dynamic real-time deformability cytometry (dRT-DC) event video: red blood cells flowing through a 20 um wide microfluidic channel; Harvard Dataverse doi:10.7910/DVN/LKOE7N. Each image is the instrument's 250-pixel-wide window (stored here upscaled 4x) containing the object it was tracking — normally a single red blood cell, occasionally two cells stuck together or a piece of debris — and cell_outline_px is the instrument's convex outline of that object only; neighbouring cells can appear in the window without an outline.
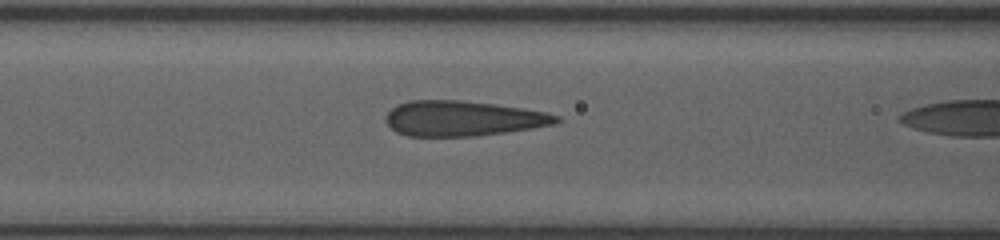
{"species": "human", "species_latin": "Homo sapiens", "temperature_condition": "room temperature", "stored_images_in_passage": 8, "segment_of_instrument_passage": [1, 2], "camera_frame_rate_fps": 3000, "um_per_image_px": 0.085, "donor": {"sex": "female"}, "frame": {"image": 1, "passage_image": 7, "time_ms": 2.0, "image_size_px": [1000, 240], "cell_outline_px": [[560, 120], [556, 124], [532, 128], [476, 136], [408, 136], [396, 132], [384, 120], [384, 116], [396, 104], [408, 100], [460, 100], [496, 104], [524, 108], [544, 112], [560, 116]], "centroid_in_image_um": [39.31, 10.06], "position_along_channel_um": 127.3, "area_um2": 35.14}}